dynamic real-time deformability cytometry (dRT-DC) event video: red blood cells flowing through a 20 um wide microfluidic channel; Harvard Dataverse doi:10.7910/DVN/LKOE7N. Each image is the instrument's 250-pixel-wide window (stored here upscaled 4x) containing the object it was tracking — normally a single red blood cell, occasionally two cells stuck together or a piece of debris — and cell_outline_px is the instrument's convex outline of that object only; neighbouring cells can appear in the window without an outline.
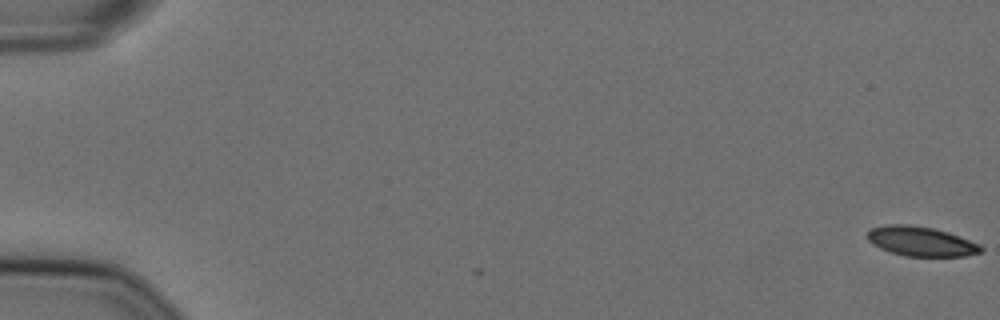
{"species": "Egyptian fruit bat (a non-hibernating species)", "species_latin": "Rousettus aegyptiacus", "temperature_condition": "cold", "stored_images_in_passage": 4, "camera_frame_rate_fps": 3000, "um_per_image_px": 0.085, "animal": {"sex": "female"}, "frame": {"image": 1, "passage_image": 1, "time_ms": 0.0, "image_size_px": [1000, 320], "cell_outline_px": [[984, 252], [964, 256], [904, 256], [880, 248], [872, 244], [868, 240], [868, 232], [872, 228], [888, 224], [908, 224], [932, 228], [948, 232], [980, 244], [984, 248]], "centroid_in_image_um": [78.31, 20.52], "position_along_channel_um": 6.7, "area_um2": 19.54}}